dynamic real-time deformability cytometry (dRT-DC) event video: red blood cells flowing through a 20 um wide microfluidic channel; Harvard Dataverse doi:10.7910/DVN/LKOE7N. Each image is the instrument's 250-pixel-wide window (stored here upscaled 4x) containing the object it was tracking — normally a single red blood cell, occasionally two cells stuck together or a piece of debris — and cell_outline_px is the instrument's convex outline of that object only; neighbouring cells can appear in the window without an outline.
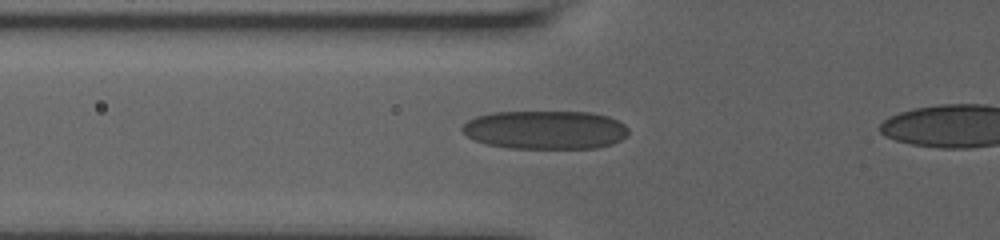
{"species": "human", "species_latin": "Homo sapiens", "temperature_condition": "room temperature", "stored_images_in_passage": 5, "camera_frame_rate_fps": 3000, "um_per_image_px": 0.085, "donor": {"sex": "male"}, "frame": {"image": 1, "passage_image": 3, "time_ms": 1.0, "image_size_px": [1000, 240], "cell_outline_px": [[628, 132], [620, 140], [612, 144], [596, 148], [508, 148], [488, 144], [476, 140], [468, 136], [460, 128], [468, 120], [476, 116], [492, 112], [592, 112], [608, 116], [624, 124], [628, 128]], "centroid_in_image_um": [46.35, 11.03], "position_along_channel_um": 79.4, "area_um2": 37.28}}